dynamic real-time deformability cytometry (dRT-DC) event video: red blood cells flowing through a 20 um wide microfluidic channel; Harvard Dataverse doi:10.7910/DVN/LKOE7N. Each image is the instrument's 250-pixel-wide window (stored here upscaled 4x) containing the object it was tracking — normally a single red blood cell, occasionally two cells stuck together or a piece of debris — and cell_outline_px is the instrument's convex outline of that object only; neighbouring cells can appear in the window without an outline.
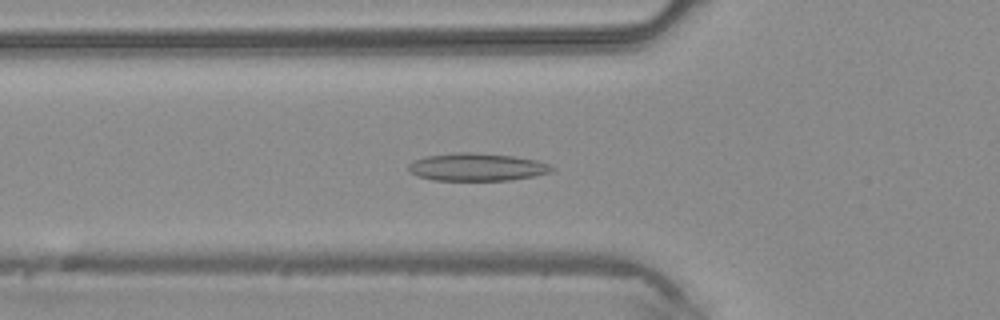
{"species": "common noctule bat (a hibernating species)", "species_latin": "Nyctalus noctula", "temperature_condition": "warm", "stored_images_in_passage": 46, "camera_frame_rate_fps": 3000, "um_per_image_px": 0.085, "animal": {"sex": "male", "body_mass_g": 20.4}, "frame": {"image": 1, "passage_image": 16, "time_ms": 5.0, "image_size_px": [1000, 320], "cell_outline_px": [[556, 168], [552, 172], [536, 176], [512, 180], [432, 180], [416, 176], [408, 172], [408, 164], [424, 156], [460, 152], [468, 152], [512, 156], [536, 160], [548, 164]], "centroid_in_image_um": [40.53, 14.21], "position_along_channel_um": 85.3, "area_um2": 23.24}}
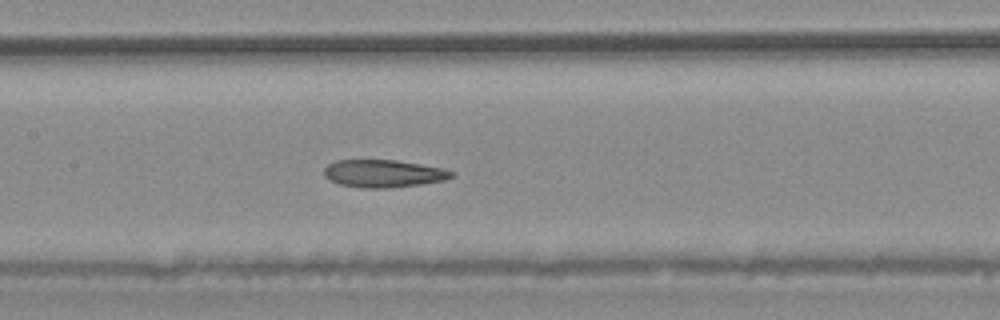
{"frame": {"image": 2, "passage_image": 22, "time_ms": 7.0, "image_size_px": [1000, 320], "cell_outline_px": [[452, 176], [444, 180], [420, 184], [388, 188], [364, 188], [340, 184], [324, 176], [324, 168], [328, 164], [336, 160], [396, 160], [444, 168], [452, 172]], "centroid_in_image_um": [32.57, 14.74], "position_along_channel_um": 174.8, "area_um2": 20.29}}
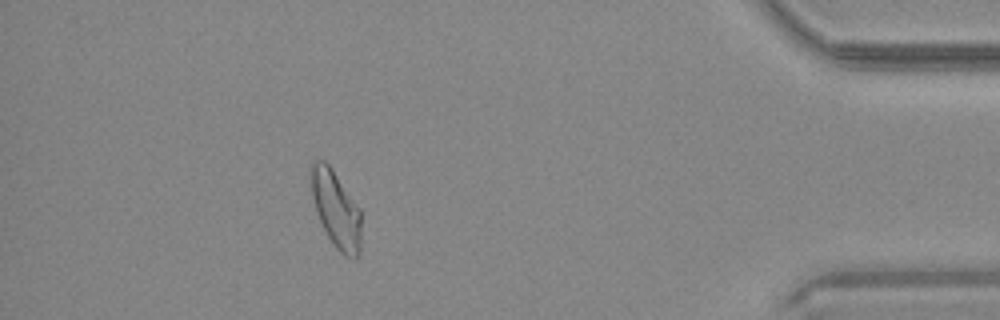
{"frame": {"image": 3, "passage_image": 41, "time_ms": 13.333, "image_size_px": [1000, 320], "cell_outline_px": [[360, 252], [356, 260], [352, 260], [344, 256], [332, 244], [316, 212], [312, 196], [308, 176], [312, 164], [316, 160], [324, 160], [332, 168], [360, 208]], "centroid_in_image_um": [28.55, 17.79], "position_along_channel_um": 406.7, "area_um2": 22.77}}